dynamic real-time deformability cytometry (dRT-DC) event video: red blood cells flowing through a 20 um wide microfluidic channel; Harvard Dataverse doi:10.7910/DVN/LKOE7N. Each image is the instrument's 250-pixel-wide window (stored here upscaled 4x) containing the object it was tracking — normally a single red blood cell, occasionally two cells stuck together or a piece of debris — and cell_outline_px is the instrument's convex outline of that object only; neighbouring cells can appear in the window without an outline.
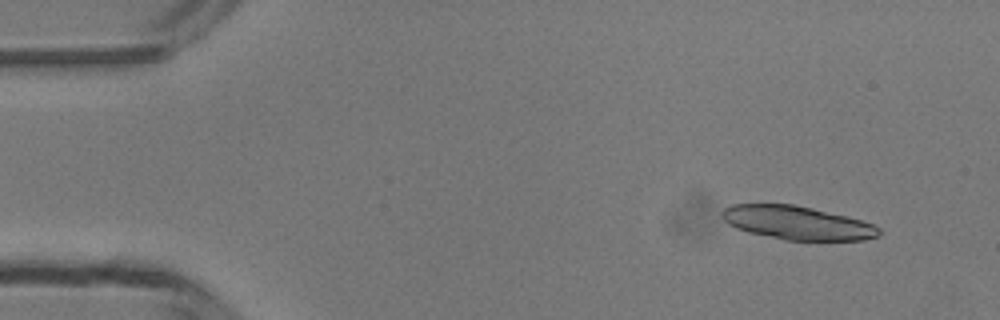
{"species": "common noctule bat (a hibernating species)", "species_latin": "Nyctalus noctula", "temperature_condition": "room temperature", "stored_images_in_passage": 49, "segment_of_instrument_passage": [1, 2], "camera_frame_rate_fps": 3000, "um_per_image_px": 0.085, "animal": {"sex": "male", "body_mass_g": 13.3}, "frame": {"image": 1, "passage_image": 4, "time_ms": 1.0, "image_size_px": [1000, 320], "cell_outline_px": [[880, 236], [864, 240], [784, 240], [748, 232], [736, 228], [728, 224], [720, 216], [720, 212], [724, 208], [732, 204], [792, 204], [812, 208], [860, 220], [872, 224], [880, 228]], "centroid_in_image_um": [67.71, 18.94], "position_along_channel_um": 17.3, "area_um2": 30.63}}